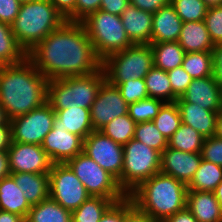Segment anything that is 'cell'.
<instances>
[{
	"mask_svg": "<svg viewBox=\"0 0 222 222\" xmlns=\"http://www.w3.org/2000/svg\"><path fill=\"white\" fill-rule=\"evenodd\" d=\"M27 58L48 80L84 76L102 67L83 23L67 20L36 45Z\"/></svg>",
	"mask_w": 222,
	"mask_h": 222,
	"instance_id": "1",
	"label": "cell"
},
{
	"mask_svg": "<svg viewBox=\"0 0 222 222\" xmlns=\"http://www.w3.org/2000/svg\"><path fill=\"white\" fill-rule=\"evenodd\" d=\"M47 87L48 79L28 58L0 66V105L9 121L44 105Z\"/></svg>",
	"mask_w": 222,
	"mask_h": 222,
	"instance_id": "2",
	"label": "cell"
},
{
	"mask_svg": "<svg viewBox=\"0 0 222 222\" xmlns=\"http://www.w3.org/2000/svg\"><path fill=\"white\" fill-rule=\"evenodd\" d=\"M187 191V185L159 172L142 182L128 196L140 211L163 222L186 208Z\"/></svg>",
	"mask_w": 222,
	"mask_h": 222,
	"instance_id": "3",
	"label": "cell"
},
{
	"mask_svg": "<svg viewBox=\"0 0 222 222\" xmlns=\"http://www.w3.org/2000/svg\"><path fill=\"white\" fill-rule=\"evenodd\" d=\"M65 21V17L49 0H31L20 5L11 29L19 45L28 54Z\"/></svg>",
	"mask_w": 222,
	"mask_h": 222,
	"instance_id": "4",
	"label": "cell"
},
{
	"mask_svg": "<svg viewBox=\"0 0 222 222\" xmlns=\"http://www.w3.org/2000/svg\"><path fill=\"white\" fill-rule=\"evenodd\" d=\"M105 80L103 67L84 76L48 80L47 103L53 110L78 107L90 109Z\"/></svg>",
	"mask_w": 222,
	"mask_h": 222,
	"instance_id": "5",
	"label": "cell"
},
{
	"mask_svg": "<svg viewBox=\"0 0 222 222\" xmlns=\"http://www.w3.org/2000/svg\"><path fill=\"white\" fill-rule=\"evenodd\" d=\"M82 23L101 61L133 45L119 15L99 9L90 14Z\"/></svg>",
	"mask_w": 222,
	"mask_h": 222,
	"instance_id": "6",
	"label": "cell"
},
{
	"mask_svg": "<svg viewBox=\"0 0 222 222\" xmlns=\"http://www.w3.org/2000/svg\"><path fill=\"white\" fill-rule=\"evenodd\" d=\"M161 153L139 140L123 145L121 189L128 196L142 182L160 172Z\"/></svg>",
	"mask_w": 222,
	"mask_h": 222,
	"instance_id": "7",
	"label": "cell"
},
{
	"mask_svg": "<svg viewBox=\"0 0 222 222\" xmlns=\"http://www.w3.org/2000/svg\"><path fill=\"white\" fill-rule=\"evenodd\" d=\"M153 66L154 60L150 44H133L122 51L111 54L102 61L106 79L110 83L144 79Z\"/></svg>",
	"mask_w": 222,
	"mask_h": 222,
	"instance_id": "8",
	"label": "cell"
},
{
	"mask_svg": "<svg viewBox=\"0 0 222 222\" xmlns=\"http://www.w3.org/2000/svg\"><path fill=\"white\" fill-rule=\"evenodd\" d=\"M66 164L80 179L90 196L110 200H122L127 196L117 179L85 153H79Z\"/></svg>",
	"mask_w": 222,
	"mask_h": 222,
	"instance_id": "9",
	"label": "cell"
},
{
	"mask_svg": "<svg viewBox=\"0 0 222 222\" xmlns=\"http://www.w3.org/2000/svg\"><path fill=\"white\" fill-rule=\"evenodd\" d=\"M49 196L63 208L73 211L90 195L66 163H54L49 172Z\"/></svg>",
	"mask_w": 222,
	"mask_h": 222,
	"instance_id": "10",
	"label": "cell"
},
{
	"mask_svg": "<svg viewBox=\"0 0 222 222\" xmlns=\"http://www.w3.org/2000/svg\"><path fill=\"white\" fill-rule=\"evenodd\" d=\"M55 111L46 102L25 115L10 120L12 142L42 145L53 128Z\"/></svg>",
	"mask_w": 222,
	"mask_h": 222,
	"instance_id": "11",
	"label": "cell"
},
{
	"mask_svg": "<svg viewBox=\"0 0 222 222\" xmlns=\"http://www.w3.org/2000/svg\"><path fill=\"white\" fill-rule=\"evenodd\" d=\"M83 153L113 175L121 188L123 145L114 142L100 130H94L84 139Z\"/></svg>",
	"mask_w": 222,
	"mask_h": 222,
	"instance_id": "12",
	"label": "cell"
},
{
	"mask_svg": "<svg viewBox=\"0 0 222 222\" xmlns=\"http://www.w3.org/2000/svg\"><path fill=\"white\" fill-rule=\"evenodd\" d=\"M127 114L128 104L122 98L120 90L106 79L102 83L98 95L90 108L93 129L101 130L113 119Z\"/></svg>",
	"mask_w": 222,
	"mask_h": 222,
	"instance_id": "13",
	"label": "cell"
},
{
	"mask_svg": "<svg viewBox=\"0 0 222 222\" xmlns=\"http://www.w3.org/2000/svg\"><path fill=\"white\" fill-rule=\"evenodd\" d=\"M11 173H49L52 162L42 145L12 142L8 148Z\"/></svg>",
	"mask_w": 222,
	"mask_h": 222,
	"instance_id": "14",
	"label": "cell"
},
{
	"mask_svg": "<svg viewBox=\"0 0 222 222\" xmlns=\"http://www.w3.org/2000/svg\"><path fill=\"white\" fill-rule=\"evenodd\" d=\"M202 162L201 153L165 148L161 152L160 172L188 185Z\"/></svg>",
	"mask_w": 222,
	"mask_h": 222,
	"instance_id": "15",
	"label": "cell"
},
{
	"mask_svg": "<svg viewBox=\"0 0 222 222\" xmlns=\"http://www.w3.org/2000/svg\"><path fill=\"white\" fill-rule=\"evenodd\" d=\"M84 140L64 128L53 127L45 136L42 148L54 163H66L83 152Z\"/></svg>",
	"mask_w": 222,
	"mask_h": 222,
	"instance_id": "16",
	"label": "cell"
},
{
	"mask_svg": "<svg viewBox=\"0 0 222 222\" xmlns=\"http://www.w3.org/2000/svg\"><path fill=\"white\" fill-rule=\"evenodd\" d=\"M181 98L201 108L219 112L221 88L216 84L213 76L193 79Z\"/></svg>",
	"mask_w": 222,
	"mask_h": 222,
	"instance_id": "17",
	"label": "cell"
},
{
	"mask_svg": "<svg viewBox=\"0 0 222 222\" xmlns=\"http://www.w3.org/2000/svg\"><path fill=\"white\" fill-rule=\"evenodd\" d=\"M175 102L178 106L183 124L191 126L204 138L215 135L218 112L201 108L190 102H185L181 97H178Z\"/></svg>",
	"mask_w": 222,
	"mask_h": 222,
	"instance_id": "18",
	"label": "cell"
},
{
	"mask_svg": "<svg viewBox=\"0 0 222 222\" xmlns=\"http://www.w3.org/2000/svg\"><path fill=\"white\" fill-rule=\"evenodd\" d=\"M182 20L169 2L153 13L151 43L177 41L182 30Z\"/></svg>",
	"mask_w": 222,
	"mask_h": 222,
	"instance_id": "19",
	"label": "cell"
},
{
	"mask_svg": "<svg viewBox=\"0 0 222 222\" xmlns=\"http://www.w3.org/2000/svg\"><path fill=\"white\" fill-rule=\"evenodd\" d=\"M127 36L133 44H150L153 13L129 4L120 15Z\"/></svg>",
	"mask_w": 222,
	"mask_h": 222,
	"instance_id": "20",
	"label": "cell"
},
{
	"mask_svg": "<svg viewBox=\"0 0 222 222\" xmlns=\"http://www.w3.org/2000/svg\"><path fill=\"white\" fill-rule=\"evenodd\" d=\"M186 207L198 222H222V210L214 192L188 190Z\"/></svg>",
	"mask_w": 222,
	"mask_h": 222,
	"instance_id": "21",
	"label": "cell"
},
{
	"mask_svg": "<svg viewBox=\"0 0 222 222\" xmlns=\"http://www.w3.org/2000/svg\"><path fill=\"white\" fill-rule=\"evenodd\" d=\"M54 111L53 127L64 128L65 131L80 136L83 140L94 131L91 124L90 109L78 107Z\"/></svg>",
	"mask_w": 222,
	"mask_h": 222,
	"instance_id": "22",
	"label": "cell"
},
{
	"mask_svg": "<svg viewBox=\"0 0 222 222\" xmlns=\"http://www.w3.org/2000/svg\"><path fill=\"white\" fill-rule=\"evenodd\" d=\"M177 42L184 52L212 51L215 46L208 33L205 21H190L182 23Z\"/></svg>",
	"mask_w": 222,
	"mask_h": 222,
	"instance_id": "23",
	"label": "cell"
},
{
	"mask_svg": "<svg viewBox=\"0 0 222 222\" xmlns=\"http://www.w3.org/2000/svg\"><path fill=\"white\" fill-rule=\"evenodd\" d=\"M11 176L31 206L49 197V173H11Z\"/></svg>",
	"mask_w": 222,
	"mask_h": 222,
	"instance_id": "24",
	"label": "cell"
},
{
	"mask_svg": "<svg viewBox=\"0 0 222 222\" xmlns=\"http://www.w3.org/2000/svg\"><path fill=\"white\" fill-rule=\"evenodd\" d=\"M31 205L23 195V191L10 175L0 180V210L15 213L26 219Z\"/></svg>",
	"mask_w": 222,
	"mask_h": 222,
	"instance_id": "25",
	"label": "cell"
},
{
	"mask_svg": "<svg viewBox=\"0 0 222 222\" xmlns=\"http://www.w3.org/2000/svg\"><path fill=\"white\" fill-rule=\"evenodd\" d=\"M25 222H72L71 211L63 208L49 196L31 206Z\"/></svg>",
	"mask_w": 222,
	"mask_h": 222,
	"instance_id": "26",
	"label": "cell"
},
{
	"mask_svg": "<svg viewBox=\"0 0 222 222\" xmlns=\"http://www.w3.org/2000/svg\"><path fill=\"white\" fill-rule=\"evenodd\" d=\"M150 45L155 67L169 71L182 65L186 53L177 41L150 43Z\"/></svg>",
	"mask_w": 222,
	"mask_h": 222,
	"instance_id": "27",
	"label": "cell"
},
{
	"mask_svg": "<svg viewBox=\"0 0 222 222\" xmlns=\"http://www.w3.org/2000/svg\"><path fill=\"white\" fill-rule=\"evenodd\" d=\"M27 58V53L19 45L11 25L0 22V66L15 65Z\"/></svg>",
	"mask_w": 222,
	"mask_h": 222,
	"instance_id": "28",
	"label": "cell"
},
{
	"mask_svg": "<svg viewBox=\"0 0 222 222\" xmlns=\"http://www.w3.org/2000/svg\"><path fill=\"white\" fill-rule=\"evenodd\" d=\"M222 181V166L202 159L200 166L195 172L188 190L214 192L217 185Z\"/></svg>",
	"mask_w": 222,
	"mask_h": 222,
	"instance_id": "29",
	"label": "cell"
},
{
	"mask_svg": "<svg viewBox=\"0 0 222 222\" xmlns=\"http://www.w3.org/2000/svg\"><path fill=\"white\" fill-rule=\"evenodd\" d=\"M148 96L164 102H175L178 97L173 93L167 71L155 66L144 77Z\"/></svg>",
	"mask_w": 222,
	"mask_h": 222,
	"instance_id": "30",
	"label": "cell"
},
{
	"mask_svg": "<svg viewBox=\"0 0 222 222\" xmlns=\"http://www.w3.org/2000/svg\"><path fill=\"white\" fill-rule=\"evenodd\" d=\"M120 200L90 196L77 209L71 211L72 222H99L105 211Z\"/></svg>",
	"mask_w": 222,
	"mask_h": 222,
	"instance_id": "31",
	"label": "cell"
},
{
	"mask_svg": "<svg viewBox=\"0 0 222 222\" xmlns=\"http://www.w3.org/2000/svg\"><path fill=\"white\" fill-rule=\"evenodd\" d=\"M205 138L191 126L180 124L179 129L168 140L169 148L180 151L201 153Z\"/></svg>",
	"mask_w": 222,
	"mask_h": 222,
	"instance_id": "32",
	"label": "cell"
},
{
	"mask_svg": "<svg viewBox=\"0 0 222 222\" xmlns=\"http://www.w3.org/2000/svg\"><path fill=\"white\" fill-rule=\"evenodd\" d=\"M192 79L213 76L211 51L187 52L181 65Z\"/></svg>",
	"mask_w": 222,
	"mask_h": 222,
	"instance_id": "33",
	"label": "cell"
},
{
	"mask_svg": "<svg viewBox=\"0 0 222 222\" xmlns=\"http://www.w3.org/2000/svg\"><path fill=\"white\" fill-rule=\"evenodd\" d=\"M152 121L160 133L169 140L182 123L176 102H165Z\"/></svg>",
	"mask_w": 222,
	"mask_h": 222,
	"instance_id": "34",
	"label": "cell"
},
{
	"mask_svg": "<svg viewBox=\"0 0 222 222\" xmlns=\"http://www.w3.org/2000/svg\"><path fill=\"white\" fill-rule=\"evenodd\" d=\"M135 127L136 123L127 114L113 119L100 131L114 142L125 145L134 138Z\"/></svg>",
	"mask_w": 222,
	"mask_h": 222,
	"instance_id": "35",
	"label": "cell"
},
{
	"mask_svg": "<svg viewBox=\"0 0 222 222\" xmlns=\"http://www.w3.org/2000/svg\"><path fill=\"white\" fill-rule=\"evenodd\" d=\"M164 103L160 99L147 97L128 104V115L136 124L152 121Z\"/></svg>",
	"mask_w": 222,
	"mask_h": 222,
	"instance_id": "36",
	"label": "cell"
},
{
	"mask_svg": "<svg viewBox=\"0 0 222 222\" xmlns=\"http://www.w3.org/2000/svg\"><path fill=\"white\" fill-rule=\"evenodd\" d=\"M134 139L160 153L168 146V140L160 133L153 121L137 123Z\"/></svg>",
	"mask_w": 222,
	"mask_h": 222,
	"instance_id": "37",
	"label": "cell"
},
{
	"mask_svg": "<svg viewBox=\"0 0 222 222\" xmlns=\"http://www.w3.org/2000/svg\"><path fill=\"white\" fill-rule=\"evenodd\" d=\"M182 22L203 21L208 6L202 0H170Z\"/></svg>",
	"mask_w": 222,
	"mask_h": 222,
	"instance_id": "38",
	"label": "cell"
},
{
	"mask_svg": "<svg viewBox=\"0 0 222 222\" xmlns=\"http://www.w3.org/2000/svg\"><path fill=\"white\" fill-rule=\"evenodd\" d=\"M116 85L122 98L127 104L138 102L148 96L144 79L127 80L123 83H111Z\"/></svg>",
	"mask_w": 222,
	"mask_h": 222,
	"instance_id": "39",
	"label": "cell"
},
{
	"mask_svg": "<svg viewBox=\"0 0 222 222\" xmlns=\"http://www.w3.org/2000/svg\"><path fill=\"white\" fill-rule=\"evenodd\" d=\"M204 21L214 45L222 44V6L208 7Z\"/></svg>",
	"mask_w": 222,
	"mask_h": 222,
	"instance_id": "40",
	"label": "cell"
},
{
	"mask_svg": "<svg viewBox=\"0 0 222 222\" xmlns=\"http://www.w3.org/2000/svg\"><path fill=\"white\" fill-rule=\"evenodd\" d=\"M172 91L177 97H181L192 82V77L182 66L167 71Z\"/></svg>",
	"mask_w": 222,
	"mask_h": 222,
	"instance_id": "41",
	"label": "cell"
},
{
	"mask_svg": "<svg viewBox=\"0 0 222 222\" xmlns=\"http://www.w3.org/2000/svg\"><path fill=\"white\" fill-rule=\"evenodd\" d=\"M201 155L202 159L222 166V139L215 136L205 138Z\"/></svg>",
	"mask_w": 222,
	"mask_h": 222,
	"instance_id": "42",
	"label": "cell"
},
{
	"mask_svg": "<svg viewBox=\"0 0 222 222\" xmlns=\"http://www.w3.org/2000/svg\"><path fill=\"white\" fill-rule=\"evenodd\" d=\"M124 222H159L140 211L129 196L124 198Z\"/></svg>",
	"mask_w": 222,
	"mask_h": 222,
	"instance_id": "43",
	"label": "cell"
},
{
	"mask_svg": "<svg viewBox=\"0 0 222 222\" xmlns=\"http://www.w3.org/2000/svg\"><path fill=\"white\" fill-rule=\"evenodd\" d=\"M102 0H77L75 5V22H82L90 14L98 11Z\"/></svg>",
	"mask_w": 222,
	"mask_h": 222,
	"instance_id": "44",
	"label": "cell"
},
{
	"mask_svg": "<svg viewBox=\"0 0 222 222\" xmlns=\"http://www.w3.org/2000/svg\"><path fill=\"white\" fill-rule=\"evenodd\" d=\"M18 0H0V22L11 25L19 13Z\"/></svg>",
	"mask_w": 222,
	"mask_h": 222,
	"instance_id": "45",
	"label": "cell"
},
{
	"mask_svg": "<svg viewBox=\"0 0 222 222\" xmlns=\"http://www.w3.org/2000/svg\"><path fill=\"white\" fill-rule=\"evenodd\" d=\"M99 222H124V199L114 202Z\"/></svg>",
	"mask_w": 222,
	"mask_h": 222,
	"instance_id": "46",
	"label": "cell"
},
{
	"mask_svg": "<svg viewBox=\"0 0 222 222\" xmlns=\"http://www.w3.org/2000/svg\"><path fill=\"white\" fill-rule=\"evenodd\" d=\"M213 78L222 90V44H216L212 51Z\"/></svg>",
	"mask_w": 222,
	"mask_h": 222,
	"instance_id": "47",
	"label": "cell"
},
{
	"mask_svg": "<svg viewBox=\"0 0 222 222\" xmlns=\"http://www.w3.org/2000/svg\"><path fill=\"white\" fill-rule=\"evenodd\" d=\"M67 21L75 22V5L77 0H49Z\"/></svg>",
	"mask_w": 222,
	"mask_h": 222,
	"instance_id": "48",
	"label": "cell"
},
{
	"mask_svg": "<svg viewBox=\"0 0 222 222\" xmlns=\"http://www.w3.org/2000/svg\"><path fill=\"white\" fill-rule=\"evenodd\" d=\"M169 2L170 0H129V4L150 13L157 12Z\"/></svg>",
	"mask_w": 222,
	"mask_h": 222,
	"instance_id": "49",
	"label": "cell"
},
{
	"mask_svg": "<svg viewBox=\"0 0 222 222\" xmlns=\"http://www.w3.org/2000/svg\"><path fill=\"white\" fill-rule=\"evenodd\" d=\"M128 5L129 0H102L100 10L120 16Z\"/></svg>",
	"mask_w": 222,
	"mask_h": 222,
	"instance_id": "50",
	"label": "cell"
},
{
	"mask_svg": "<svg viewBox=\"0 0 222 222\" xmlns=\"http://www.w3.org/2000/svg\"><path fill=\"white\" fill-rule=\"evenodd\" d=\"M12 143L11 126L8 121L0 125V151H7Z\"/></svg>",
	"mask_w": 222,
	"mask_h": 222,
	"instance_id": "51",
	"label": "cell"
},
{
	"mask_svg": "<svg viewBox=\"0 0 222 222\" xmlns=\"http://www.w3.org/2000/svg\"><path fill=\"white\" fill-rule=\"evenodd\" d=\"M163 222H198L187 207L172 216L166 218Z\"/></svg>",
	"mask_w": 222,
	"mask_h": 222,
	"instance_id": "52",
	"label": "cell"
},
{
	"mask_svg": "<svg viewBox=\"0 0 222 222\" xmlns=\"http://www.w3.org/2000/svg\"><path fill=\"white\" fill-rule=\"evenodd\" d=\"M10 175L8 151H0V180Z\"/></svg>",
	"mask_w": 222,
	"mask_h": 222,
	"instance_id": "53",
	"label": "cell"
},
{
	"mask_svg": "<svg viewBox=\"0 0 222 222\" xmlns=\"http://www.w3.org/2000/svg\"><path fill=\"white\" fill-rule=\"evenodd\" d=\"M0 222H25V219L18 214L0 210Z\"/></svg>",
	"mask_w": 222,
	"mask_h": 222,
	"instance_id": "54",
	"label": "cell"
},
{
	"mask_svg": "<svg viewBox=\"0 0 222 222\" xmlns=\"http://www.w3.org/2000/svg\"><path fill=\"white\" fill-rule=\"evenodd\" d=\"M215 137L222 139V112L217 113Z\"/></svg>",
	"mask_w": 222,
	"mask_h": 222,
	"instance_id": "55",
	"label": "cell"
},
{
	"mask_svg": "<svg viewBox=\"0 0 222 222\" xmlns=\"http://www.w3.org/2000/svg\"><path fill=\"white\" fill-rule=\"evenodd\" d=\"M214 194L222 210V181L217 185Z\"/></svg>",
	"mask_w": 222,
	"mask_h": 222,
	"instance_id": "56",
	"label": "cell"
},
{
	"mask_svg": "<svg viewBox=\"0 0 222 222\" xmlns=\"http://www.w3.org/2000/svg\"><path fill=\"white\" fill-rule=\"evenodd\" d=\"M208 7L222 6V0H202Z\"/></svg>",
	"mask_w": 222,
	"mask_h": 222,
	"instance_id": "57",
	"label": "cell"
},
{
	"mask_svg": "<svg viewBox=\"0 0 222 222\" xmlns=\"http://www.w3.org/2000/svg\"><path fill=\"white\" fill-rule=\"evenodd\" d=\"M8 118L5 114L4 108L0 105V125H4L8 122Z\"/></svg>",
	"mask_w": 222,
	"mask_h": 222,
	"instance_id": "58",
	"label": "cell"
},
{
	"mask_svg": "<svg viewBox=\"0 0 222 222\" xmlns=\"http://www.w3.org/2000/svg\"><path fill=\"white\" fill-rule=\"evenodd\" d=\"M219 112H222V90H221V102H220V111Z\"/></svg>",
	"mask_w": 222,
	"mask_h": 222,
	"instance_id": "59",
	"label": "cell"
},
{
	"mask_svg": "<svg viewBox=\"0 0 222 222\" xmlns=\"http://www.w3.org/2000/svg\"><path fill=\"white\" fill-rule=\"evenodd\" d=\"M18 1L22 4V3H26V2L31 1V0H18Z\"/></svg>",
	"mask_w": 222,
	"mask_h": 222,
	"instance_id": "60",
	"label": "cell"
}]
</instances>
